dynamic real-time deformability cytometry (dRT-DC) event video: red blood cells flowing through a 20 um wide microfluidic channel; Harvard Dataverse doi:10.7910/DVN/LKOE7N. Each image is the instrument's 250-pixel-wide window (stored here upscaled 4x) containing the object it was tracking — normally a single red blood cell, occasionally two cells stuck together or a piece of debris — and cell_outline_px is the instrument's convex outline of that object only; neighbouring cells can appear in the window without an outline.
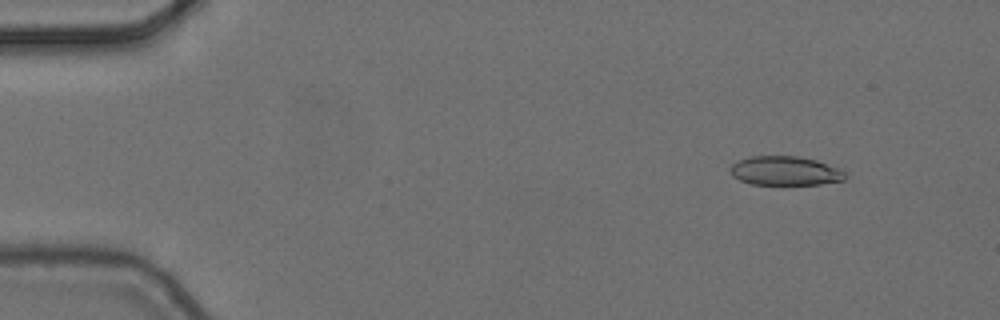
{"species": "common noctule bat (a hibernating species)", "species_latin": "Nyctalus noctula", "temperature_condition": "cold", "stored_images_in_passage": 6, "camera_frame_rate_fps": 3000, "um_per_image_px": 0.085, "animal": {"sex": "female", "body_mass_g": 24.6, "forearm_length_mm": 56.2}, "frame": {"image": 1, "passage_image": 2, "time_ms": 0.333, "image_size_px": [1000, 320], "cell_outline_px": [[848, 176], [844, 180], [820, 184], [752, 184], [740, 180], [732, 176], [728, 172], [728, 168], [732, 164], [740, 160], [752, 156], [796, 156], [816, 160], [836, 168], [844, 172]], "centroid_in_image_um": [66.69, 14.52], "position_along_channel_um": 18.3, "area_um2": 19.36}}
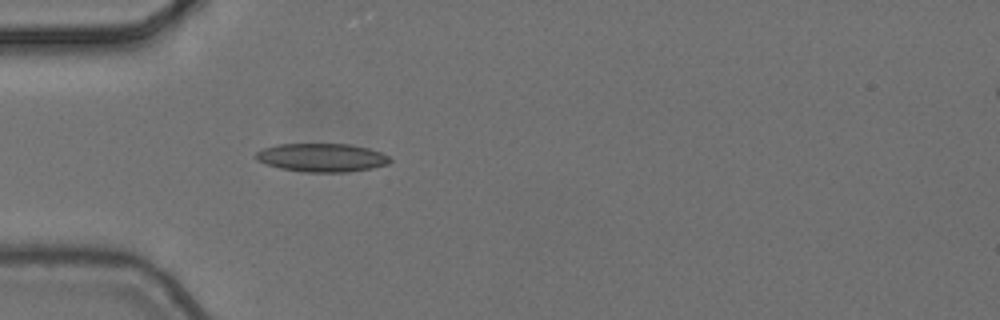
{"frame": {"image": 2, "passage_image": 5, "time_ms": 1.333, "image_size_px": [1000, 320], "cell_outline_px": [[392, 160], [388, 164], [372, 168], [348, 172], [304, 172], [280, 168], [256, 160], [252, 156], [256, 152], [264, 148], [276, 144], [348, 144], [368, 148], [380, 152], [388, 156]], "centroid_in_image_um": [27.33, 13.39], "position_along_channel_um": 57.7, "area_um2": 22.25}}